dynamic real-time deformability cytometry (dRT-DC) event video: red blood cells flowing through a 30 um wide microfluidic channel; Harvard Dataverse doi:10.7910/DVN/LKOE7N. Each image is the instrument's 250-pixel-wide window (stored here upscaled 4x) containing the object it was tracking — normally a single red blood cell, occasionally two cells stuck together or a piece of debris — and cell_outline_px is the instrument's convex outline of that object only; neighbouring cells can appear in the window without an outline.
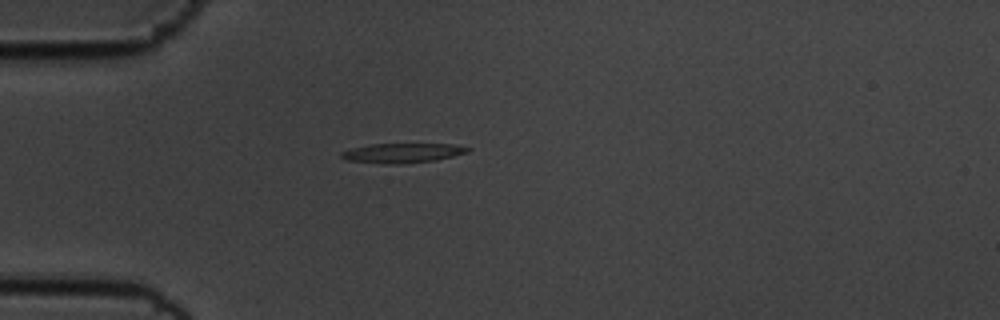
{"species": "common noctule bat (a hibernating species)", "species_latin": "Nyctalus noctula", "temperature_condition": "cold", "stored_images_in_passage": 42, "camera_frame_rate_fps": 3000, "um_per_image_px": 0.085, "animal": {"sex": "male", "body_mass_g": 19.5, "forearm_length_mm": 54.6}, "frame": {"image": 1, "passage_image": 1, "time_ms": 0.0, "image_size_px": [1000, 320], "cell_outline_px": [[472, 148], [468, 152], [436, 160], [396, 164], [384, 164], [348, 160], [340, 156], [340, 152], [352, 148], [372, 144], [452, 144]], "centroid_in_image_um": [34.2, 13.0], "position_along_channel_um": 50.8, "area_um2": 14.28}}
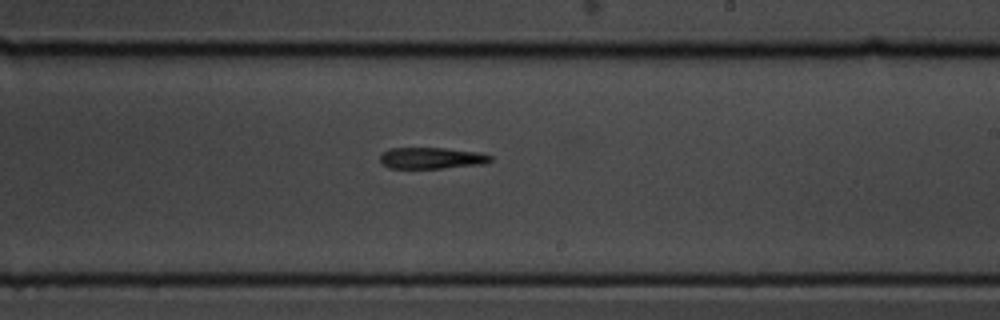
{"frame": {"image": 2, "passage_image": 19, "time_ms": 6.0, "image_size_px": [1000, 320], "cell_outline_px": [[492, 160], [484, 164], [444, 168], [388, 168], [380, 160], [380, 152], [388, 148], [444, 148], [480, 152], [492, 156]], "centroid_in_image_um": [36.68, 13.43], "position_along_channel_um": 252.3, "area_um2": 13.87}}
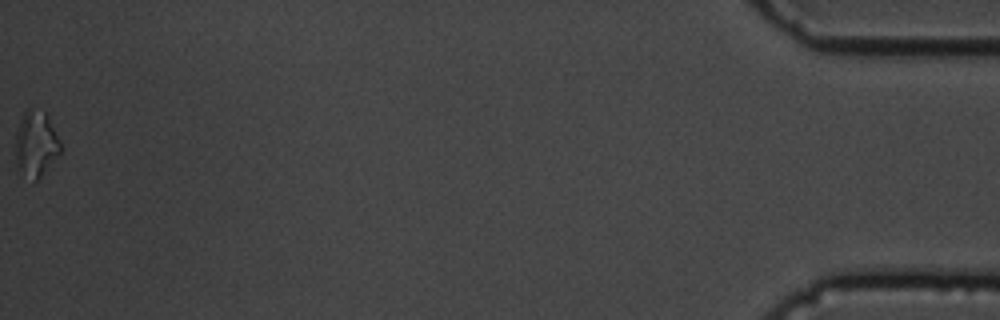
{"frame": {"image": 3, "passage_image": 42, "time_ms": 13.667, "image_size_px": [1000, 320], "cell_outline_px": [[64, 148], [40, 176], [36, 180], [20, 168], [16, 164], [16, 132], [20, 120], [24, 112], [28, 108], [32, 108], [44, 112], [48, 116]], "centroid_in_image_um": [3.09, 12.15], "position_along_channel_um": 432.1, "area_um2": 16.76}, "authors_computed_cell_mechanics": {"area_um2": 14.5656, "velocity_mm_per_s": 3.5703, "shape_relaxation_time_tau1_ms": 4.752, "shape_relaxation_time_tau2_ms": null, "deformation_change_tau1": 0.2179, "deformation_change_tau2": null}}